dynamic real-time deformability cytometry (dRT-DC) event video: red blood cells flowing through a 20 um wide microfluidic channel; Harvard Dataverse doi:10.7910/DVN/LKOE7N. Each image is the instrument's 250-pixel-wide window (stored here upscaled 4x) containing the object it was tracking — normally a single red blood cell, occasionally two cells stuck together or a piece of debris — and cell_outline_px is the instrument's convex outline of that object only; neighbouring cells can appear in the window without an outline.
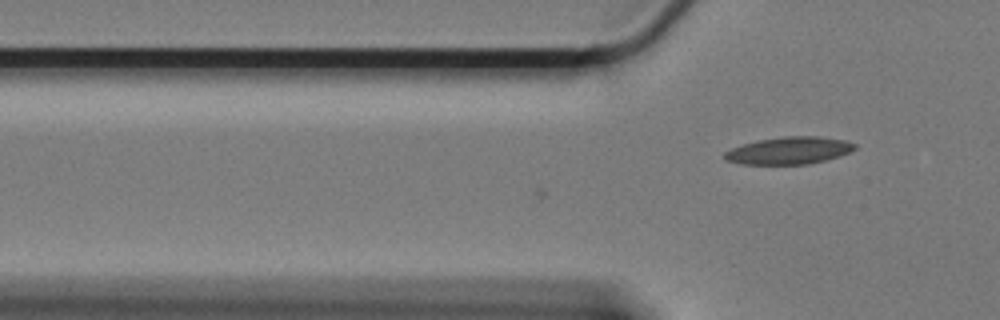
{"species": "Egyptian fruit bat (a non-hibernating species)", "species_latin": "Rousettus aegyptiacus", "temperature_condition": "cold", "stored_images_in_passage": 5, "camera_frame_rate_fps": 3000, "um_per_image_px": 0.085, "animal": {"sex": "female"}, "frame": {"image": 1, "passage_image": 5, "time_ms": 1.333, "image_size_px": [1000, 320], "cell_outline_px": [[856, 148], [840, 156], [808, 164], [744, 164], [724, 160], [724, 152], [732, 148], [744, 144], [760, 140], [784, 136], [820, 136], [844, 140], [856, 144]], "centroid_in_image_um": [67.08, 12.79], "position_along_channel_um": 58.7, "area_um2": 20.52}}